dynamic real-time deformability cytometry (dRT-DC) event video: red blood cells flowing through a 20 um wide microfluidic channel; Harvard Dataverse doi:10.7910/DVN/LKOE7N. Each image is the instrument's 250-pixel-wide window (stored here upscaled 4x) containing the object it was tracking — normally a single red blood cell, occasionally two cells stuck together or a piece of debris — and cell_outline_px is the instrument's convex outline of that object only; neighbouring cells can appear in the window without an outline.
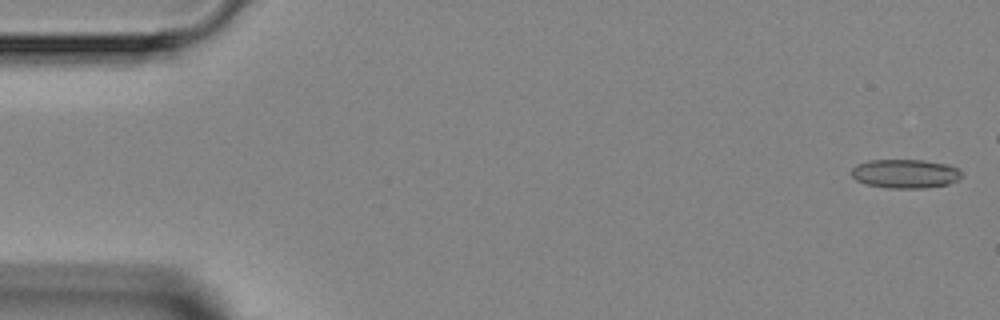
{"species": "Egyptian fruit bat (a non-hibernating species)", "species_latin": "Rousettus aegyptiacus", "temperature_condition": "room temperature", "stored_images_in_passage": 8, "segment_of_instrument_passage": [1, 2], "camera_frame_rate_fps": 3000, "um_per_image_px": 0.085, "animal": {"sex": "female"}, "frame": {"image": 1, "passage_image": 1, "time_ms": 0.0, "image_size_px": [1000, 320], "cell_outline_px": [[964, 176], [960, 180], [948, 184], [924, 188], [888, 188], [864, 184], [856, 180], [852, 176], [852, 168], [856, 164], [868, 160], [924, 160], [948, 164], [956, 168]], "centroid_in_image_um": [76.95, 14.76], "position_along_channel_um": 8.1, "area_um2": 18.79}}
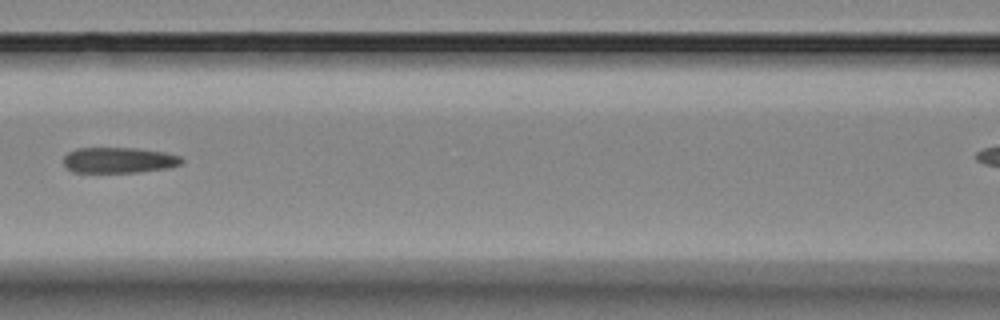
{"frame": {"image": 2, "passage_image": 6, "time_ms": 6.667, "image_size_px": [1000, 320], "cell_outline_px": [[184, 160], [180, 164], [168, 168], [140, 172], [72, 172], [64, 164], [64, 156], [68, 152], [76, 148], [136, 148], [164, 152], [180, 156]], "centroid_in_image_um": [10.1, 13.61], "position_along_channel_um": 156.5, "area_um2": 17.69}}
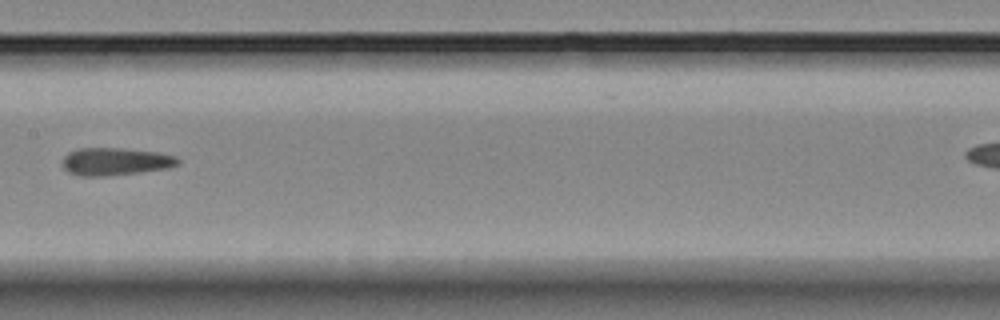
{"frame": {"image": 3, "passage_image": 7, "time_ms": 7.667, "image_size_px": [1000, 320], "cell_outline_px": [[180, 164], [168, 168], [140, 172], [104, 176], [80, 176], [68, 172], [60, 164], [64, 156], [68, 152], [76, 148], [116, 148], [160, 152], [176, 156], [180, 160]], "centroid_in_image_um": [9.79, 13.72], "position_along_channel_um": 197.6, "area_um2": 18.79}}